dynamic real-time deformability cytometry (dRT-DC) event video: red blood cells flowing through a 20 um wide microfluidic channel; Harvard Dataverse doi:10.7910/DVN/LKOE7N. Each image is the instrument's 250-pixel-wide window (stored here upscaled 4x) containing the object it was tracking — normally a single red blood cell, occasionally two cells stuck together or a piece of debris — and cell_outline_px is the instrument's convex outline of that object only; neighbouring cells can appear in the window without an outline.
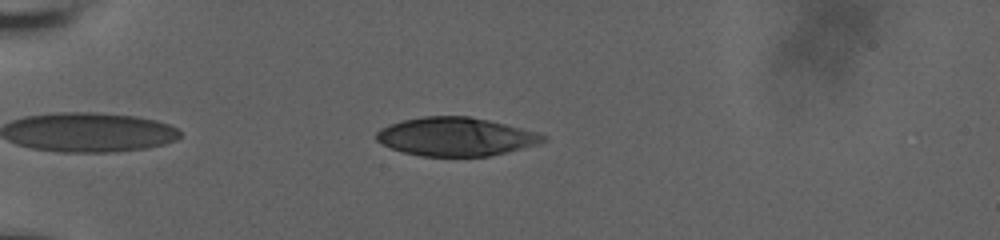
{"species": "human", "species_latin": "Homo sapiens", "temperature_condition": "room temperature", "stored_images_in_passage": 7, "camera_frame_rate_fps": 3000, "um_per_image_px": 0.085, "donor": {"sex": "male"}, "frame": {"image": 1, "passage_image": 3, "time_ms": 1.0, "image_size_px": [1000, 240], "cell_outline_px": [[548, 140], [536, 144], [488, 156], [420, 156], [404, 152], [380, 144], [376, 140], [376, 132], [380, 128], [388, 124], [404, 120], [424, 116], [468, 116], [488, 120], [536, 132], [548, 136]], "centroid_in_image_um": [38.69, 11.61], "position_along_channel_um": 46.3, "area_um2": 37.11}}